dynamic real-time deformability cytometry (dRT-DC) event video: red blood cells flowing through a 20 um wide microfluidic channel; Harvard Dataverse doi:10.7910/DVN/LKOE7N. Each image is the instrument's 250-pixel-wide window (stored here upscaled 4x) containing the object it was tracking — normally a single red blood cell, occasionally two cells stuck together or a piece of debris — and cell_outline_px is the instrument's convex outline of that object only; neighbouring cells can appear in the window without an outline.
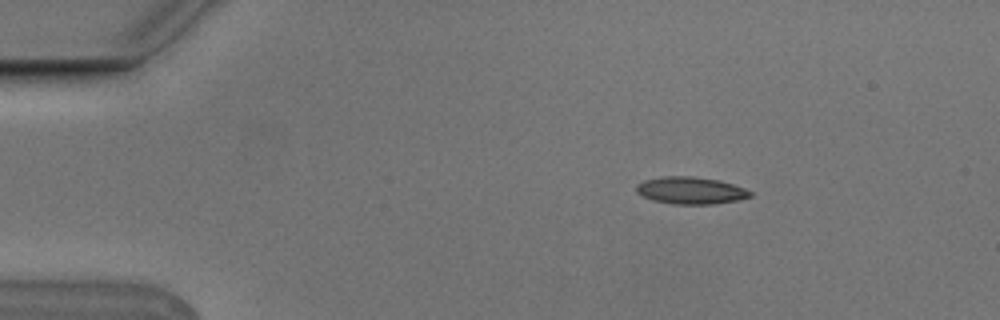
{"species": "Egyptian fruit bat (a non-hibernating species)", "species_latin": "Rousettus aegyptiacus", "temperature_condition": "cold", "stored_images_in_passage": 4, "segment_of_instrument_passage": [1, 2], "camera_frame_rate_fps": 3000, "um_per_image_px": 0.085, "animal": {"sex": "male"}, "frame": {"image": 1, "passage_image": 1, "time_ms": 0.0, "image_size_px": [1000, 320], "cell_outline_px": [[752, 196], [740, 200], [712, 204], [672, 204], [652, 200], [636, 192], [636, 184], [644, 180], [664, 176], [692, 176], [720, 180], [744, 188], [752, 192]], "centroid_in_image_um": [58.71, 16.19], "position_along_channel_um": 26.3, "area_um2": 18.09}}